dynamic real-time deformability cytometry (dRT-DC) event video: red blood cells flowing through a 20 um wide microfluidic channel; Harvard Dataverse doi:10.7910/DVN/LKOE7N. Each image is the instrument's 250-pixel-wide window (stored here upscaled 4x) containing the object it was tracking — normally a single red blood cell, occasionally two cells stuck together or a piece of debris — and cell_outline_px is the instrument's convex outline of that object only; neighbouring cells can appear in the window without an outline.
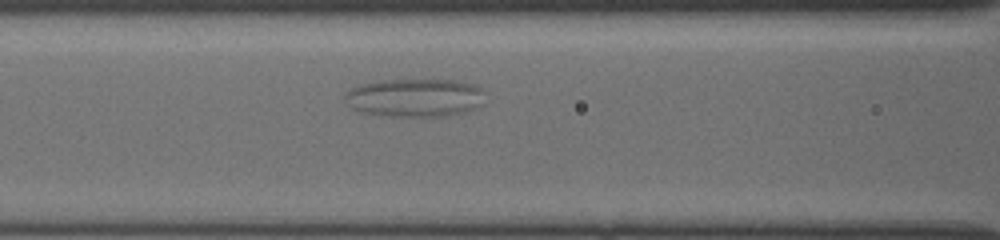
{"species": "common noctule bat (a hibernating species)", "species_latin": "Nyctalus noctula", "temperature_condition": "cold", "stored_images_in_passage": 16, "camera_frame_rate_fps": 3000, "um_per_image_px": 0.085, "animal": {"sex": "female", "body_mass_g": 19.5, "forearm_length_mm": 54.1}, "frame": {"image": 1, "passage_image": 12, "time_ms": 4.333, "image_size_px": [1000, 240], "cell_outline_px": [[480, 88], [476, 104], [472, 108], [464, 112], [444, 116], [408, 116], [364, 112], [352, 108], [348, 104], [348, 92], [356, 84], [376, 80], [452, 80], [472, 84]], "centroid_in_image_um": [35.17, 8.28], "position_along_channel_um": 131.4, "area_um2": 30.0}}
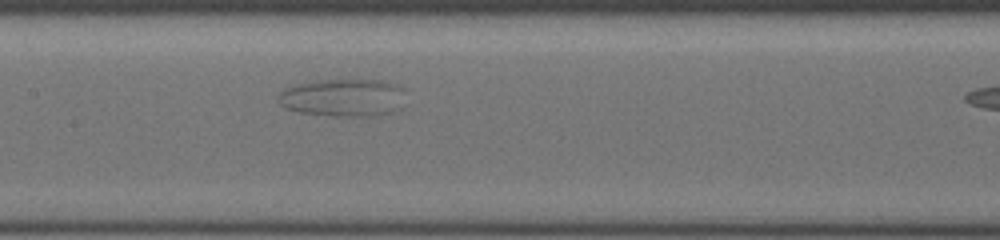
{"frame": {"image": 2, "passage_image": 15, "time_ms": 5.667, "image_size_px": [1000, 240], "cell_outline_px": [[404, 88], [392, 112], [376, 116], [336, 116], [300, 112], [284, 108], [280, 104], [280, 92], [288, 88], [300, 84], [320, 80], [388, 80], [400, 84]], "centroid_in_image_um": [29.16, 8.29], "position_along_channel_um": 178.2, "area_um2": 27.4}}